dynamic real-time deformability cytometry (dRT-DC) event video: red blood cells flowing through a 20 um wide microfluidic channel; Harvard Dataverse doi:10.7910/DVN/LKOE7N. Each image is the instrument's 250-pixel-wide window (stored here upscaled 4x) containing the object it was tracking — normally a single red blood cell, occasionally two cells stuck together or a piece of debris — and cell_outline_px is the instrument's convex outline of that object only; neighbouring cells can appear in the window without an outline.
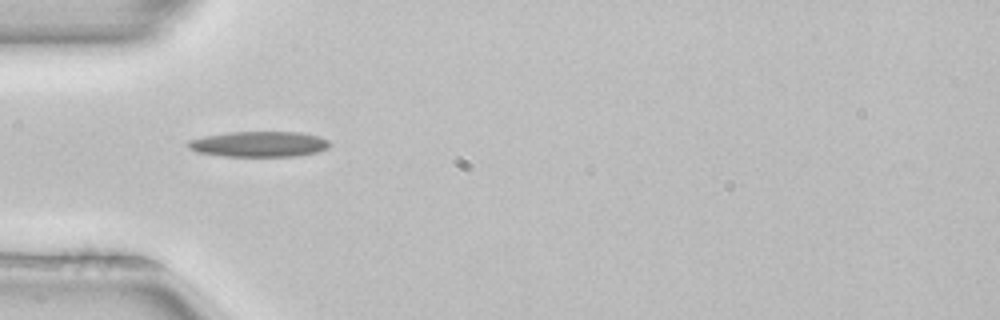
{"species": "common noctule bat (a hibernating species)", "species_latin": "Nyctalus noctula", "temperature_condition": "room temperature", "stored_images_in_passage": 50, "camera_frame_rate_fps": 3000, "um_per_image_px": 0.085, "animal": {"sex": "female", "body_mass_g": 22.7, "forearm_length_mm": 54.2}, "frame": {"image": 1, "passage_image": 15, "time_ms": 4.667, "image_size_px": [1000, 320], "cell_outline_px": [[332, 144], [328, 148], [316, 152], [296, 156], [224, 156], [196, 152], [188, 148], [184, 144], [188, 140], [228, 132], [300, 132], [320, 136], [328, 140]], "centroid_in_image_um": [22.02, 12.25], "position_along_channel_um": 63.0, "area_um2": 21.15}}
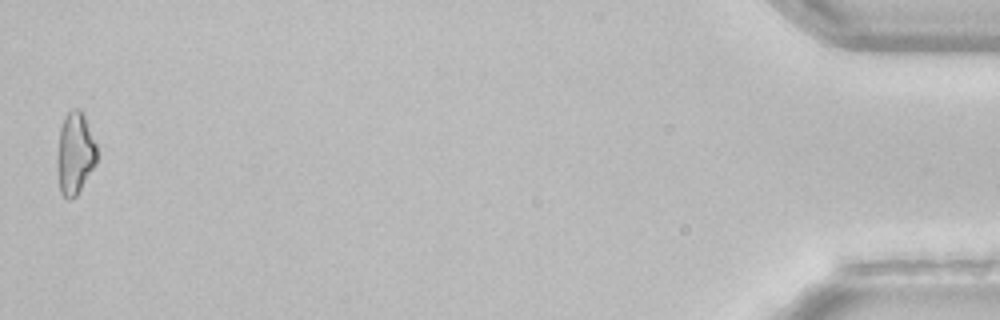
{"frame": {"image": 2, "passage_image": 50, "time_ms": 16.333, "image_size_px": [1000, 320], "cell_outline_px": [[96, 164], [76, 196], [68, 200], [60, 192], [56, 168], [56, 160], [60, 128], [64, 116], [72, 108], [80, 108], [84, 116], [96, 144]], "centroid_in_image_um": [6.35, 13.04], "position_along_channel_um": 428.9, "area_um2": 19.07}}